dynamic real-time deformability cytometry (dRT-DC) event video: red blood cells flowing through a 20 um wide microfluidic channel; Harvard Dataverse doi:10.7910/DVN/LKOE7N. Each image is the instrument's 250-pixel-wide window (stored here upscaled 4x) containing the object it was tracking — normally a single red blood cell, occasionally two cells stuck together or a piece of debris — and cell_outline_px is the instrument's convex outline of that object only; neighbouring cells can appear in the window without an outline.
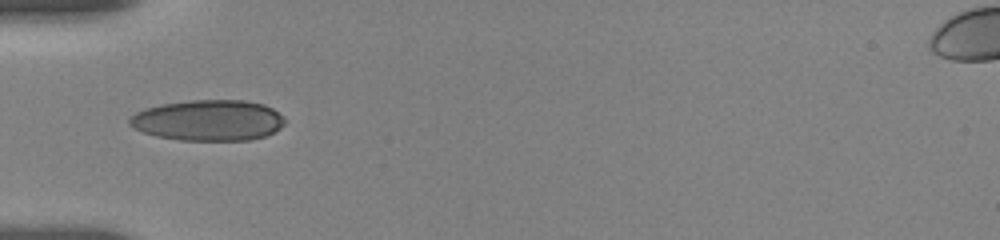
{"species": "human", "species_latin": "Homo sapiens", "temperature_condition": "room temperature", "stored_images_in_passage": 8, "camera_frame_rate_fps": 3000, "um_per_image_px": 0.085, "donor": {"sex": "female"}, "frame": {"image": 1, "passage_image": 1, "time_ms": 0.0, "image_size_px": [1000, 240], "cell_outline_px": [[284, 124], [280, 128], [264, 136], [252, 140], [180, 140], [156, 136], [132, 128], [128, 124], [128, 120], [136, 112], [144, 108], [160, 104], [192, 100], [244, 100], [264, 104], [272, 108], [284, 116]], "centroid_in_image_um": [17.7, 10.22], "position_along_channel_um": 67.3, "area_um2": 37.11}}
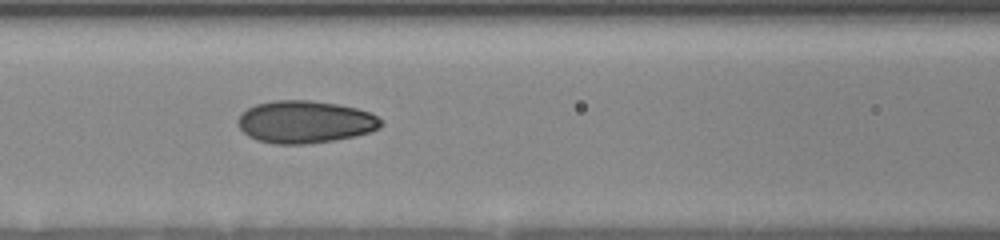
{"frame": {"image": 2, "passage_image": 7, "time_ms": 2.0, "image_size_px": [1000, 240], "cell_outline_px": [[384, 124], [380, 128], [356, 136], [308, 144], [276, 144], [256, 140], [248, 136], [240, 128], [240, 116], [248, 108], [256, 104], [276, 100], [308, 100], [336, 104], [356, 108], [368, 112], [384, 120]], "centroid_in_image_um": [25.97, 10.37], "position_along_channel_um": 140.6, "area_um2": 35.14}}
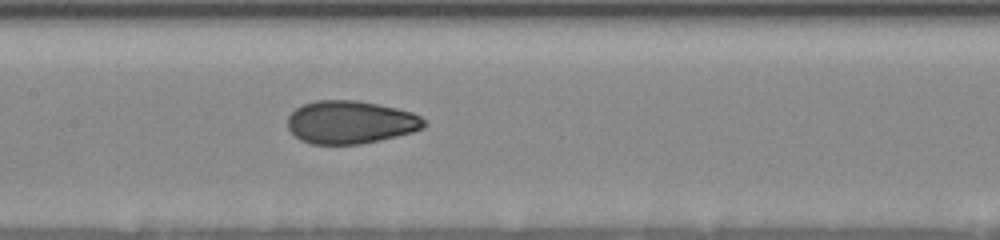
{"frame": {"image": 3, "passage_image": 8, "time_ms": 3.0, "image_size_px": [1000, 240], "cell_outline_px": [[428, 124], [424, 128], [412, 132], [380, 140], [360, 144], [312, 144], [300, 140], [288, 128], [288, 116], [296, 108], [304, 104], [316, 100], [356, 100], [396, 108], [412, 112], [428, 120]], "centroid_in_image_um": [29.82, 10.39], "position_along_channel_um": 177.6, "area_um2": 34.22}}